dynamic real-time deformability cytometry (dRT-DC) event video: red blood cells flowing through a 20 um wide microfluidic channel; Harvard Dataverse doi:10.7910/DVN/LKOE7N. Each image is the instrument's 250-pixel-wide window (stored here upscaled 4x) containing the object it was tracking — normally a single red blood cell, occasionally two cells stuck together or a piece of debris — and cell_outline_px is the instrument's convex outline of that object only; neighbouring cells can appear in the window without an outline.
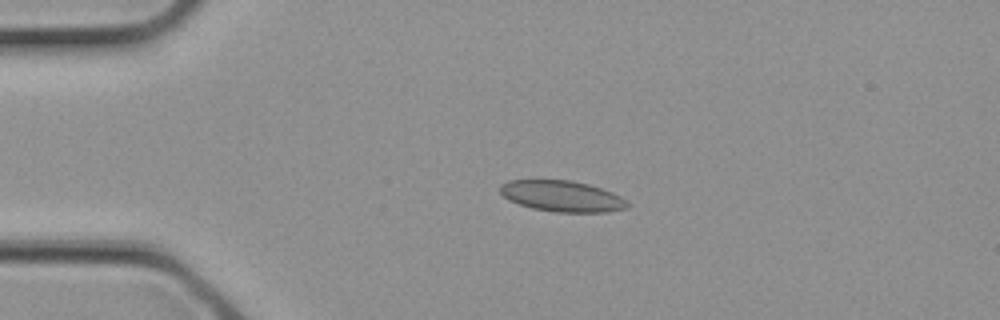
{"species": "common noctule bat (a hibernating species)", "species_latin": "Nyctalus noctula", "temperature_condition": "cold", "stored_images_in_passage": 1, "camera_frame_rate_fps": 3000, "um_per_image_px": 0.085, "animal": {"sex": "female", "body_mass_g": 21.9}, "frame": {"image": 1, "passage_image": 1, "time_ms": 0.0, "image_size_px": [1000, 320], "cell_outline_px": [[628, 208], [604, 212], [556, 212], [532, 208], [508, 200], [500, 192], [500, 184], [508, 180], [572, 180], [588, 184], [612, 192], [628, 200]], "centroid_in_image_um": [47.77, 16.67], "position_along_channel_um": 37.2, "area_um2": 23.0}}